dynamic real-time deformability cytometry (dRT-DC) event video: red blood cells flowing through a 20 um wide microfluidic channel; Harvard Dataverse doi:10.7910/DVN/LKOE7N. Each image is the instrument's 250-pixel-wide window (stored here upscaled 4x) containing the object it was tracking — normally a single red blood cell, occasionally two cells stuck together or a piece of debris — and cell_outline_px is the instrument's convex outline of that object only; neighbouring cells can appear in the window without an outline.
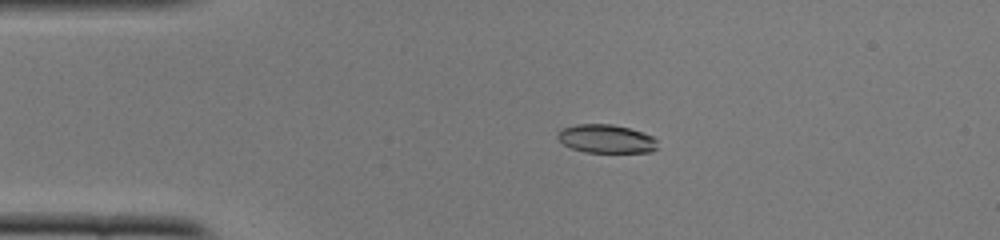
{"species": "common noctule bat (a hibernating species)", "species_latin": "Nyctalus noctula", "temperature_condition": "cold", "stored_images_in_passage": 52, "camera_frame_rate_fps": 3000, "um_per_image_px": 0.085, "animal": {"sex": "female", "body_mass_g": 22.0, "forearm_length_mm": 56.7}, "frame": {"image": 1, "passage_image": 11, "time_ms": 3.333, "image_size_px": [1000, 240], "cell_outline_px": [[656, 148], [652, 152], [584, 152], [572, 148], [564, 144], [556, 136], [556, 132], [560, 128], [576, 124], [612, 124], [628, 128], [652, 136], [656, 140]], "centroid_in_image_um": [51.47, 11.79], "position_along_channel_um": 33.5, "area_um2": 16.53}}
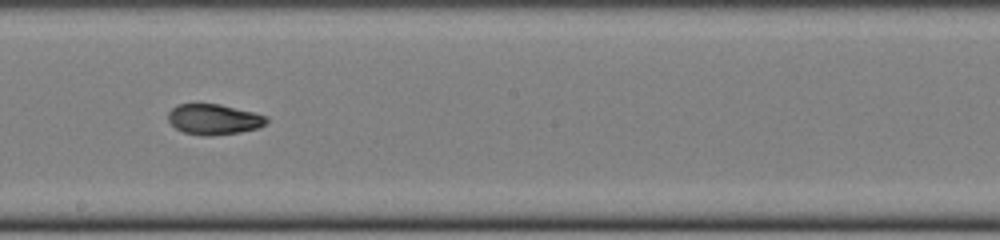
{"frame": {"image": 2, "passage_image": 29, "time_ms": 9.333, "image_size_px": [1000, 240], "cell_outline_px": [[268, 120], [260, 128], [240, 132], [212, 136], [204, 136], [184, 132], [176, 128], [168, 120], [168, 112], [176, 104], [220, 104], [268, 116]], "centroid_in_image_um": [18.18, 10.15], "position_along_channel_um": 230.0, "area_um2": 17.51}}
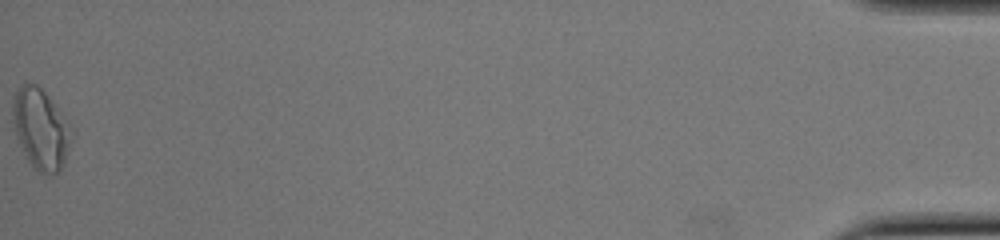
{"frame": {"image": 3, "passage_image": 52, "time_ms": 17.0, "image_size_px": [1000, 240], "cell_outline_px": [[76, 132], [64, 160], [60, 168], [52, 176], [40, 172], [28, 160], [16, 140], [12, 128], [12, 96], [16, 88], [24, 80], [36, 84], [48, 96]], "centroid_in_image_um": [3.43, 10.91], "position_along_channel_um": 431.8, "area_um2": 28.21}, "authors_computed_cell_mechanics": {"area_um2": 17.7446, "velocity_mm_per_s": 3.9241, "shape_relaxation_time_tau1_ms": 7.6489, "shape_relaxation_time_tau2_ms": 3.1135, "deformation_change_tau1": 0.2384, "deformation_change_tau2": 0.0745}}